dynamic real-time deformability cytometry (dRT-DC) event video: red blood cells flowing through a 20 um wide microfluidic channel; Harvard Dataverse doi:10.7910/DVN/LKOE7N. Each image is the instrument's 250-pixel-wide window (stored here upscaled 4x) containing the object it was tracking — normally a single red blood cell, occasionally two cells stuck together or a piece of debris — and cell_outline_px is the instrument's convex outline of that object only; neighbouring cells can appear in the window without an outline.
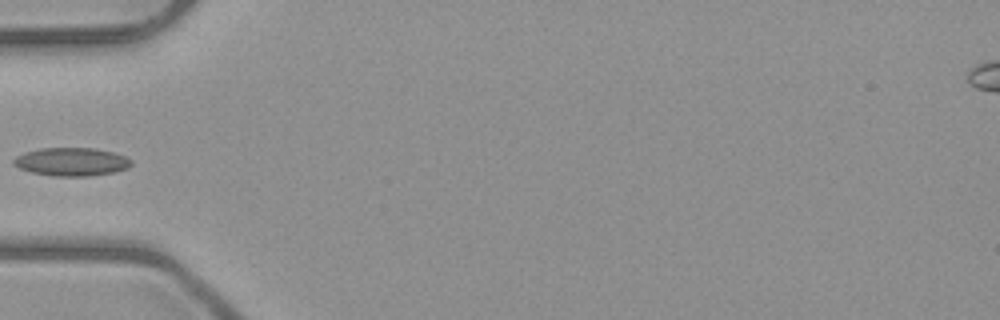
{"species": "common noctule bat (a hibernating species)", "species_latin": "Nyctalus noctula", "temperature_condition": "room temperature", "stored_images_in_passage": 7, "camera_frame_rate_fps": 3000, "um_per_image_px": 0.085, "animal": {"sex": "male", "body_mass_g": 23.1, "forearm_length_mm": 52.7}, "frame": {"image": 1, "passage_image": 6, "time_ms": 5.667, "image_size_px": [1000, 320], "cell_outline_px": [[132, 164], [128, 168], [116, 172], [88, 176], [52, 176], [32, 172], [20, 168], [12, 164], [12, 160], [16, 156], [24, 152], [40, 148], [96, 148], [112, 152], [124, 156], [132, 160]], "centroid_in_image_um": [6.07, 13.75], "position_along_channel_um": 78.9, "area_um2": 19.48}}
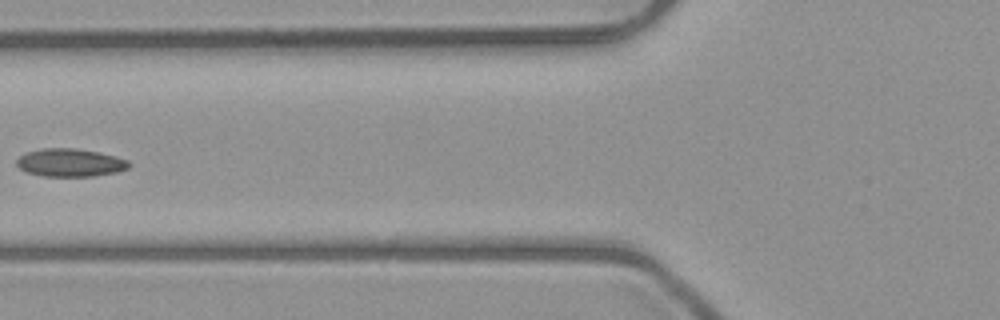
{"frame": {"image": 2, "passage_image": 7, "time_ms": 6.667, "image_size_px": [1000, 320], "cell_outline_px": [[132, 164], [128, 168], [116, 172], [92, 176], [44, 176], [24, 172], [16, 164], [16, 160], [20, 156], [28, 152], [44, 148], [76, 148], [100, 152], [116, 156], [128, 160]], "centroid_in_image_um": [5.98, 13.82], "position_along_channel_um": 119.8, "area_um2": 18.38}}